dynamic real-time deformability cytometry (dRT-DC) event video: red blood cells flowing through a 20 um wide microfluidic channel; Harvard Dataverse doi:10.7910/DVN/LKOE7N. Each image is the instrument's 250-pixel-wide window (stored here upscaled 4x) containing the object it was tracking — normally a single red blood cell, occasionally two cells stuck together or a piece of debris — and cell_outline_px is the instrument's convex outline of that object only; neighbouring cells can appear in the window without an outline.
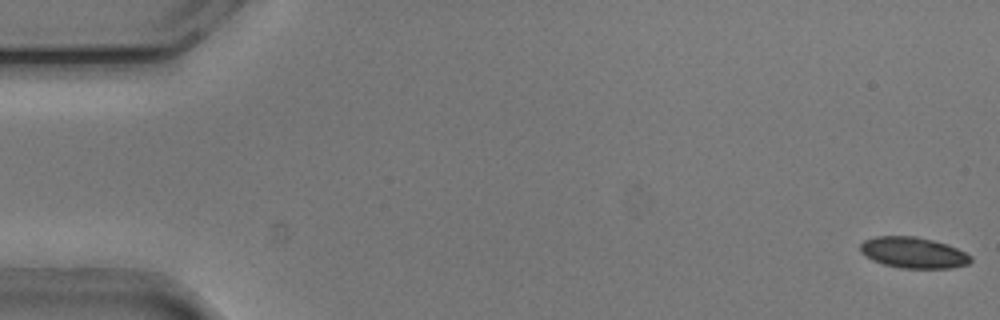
{"species": "common noctule bat (a hibernating species)", "species_latin": "Nyctalus noctula", "temperature_condition": "cold", "stored_images_in_passage": 9, "camera_frame_rate_fps": 3000, "um_per_image_px": 0.085, "animal": {"sex": "male", "body_mass_g": 20.5, "forearm_length_mm": 52.5}, "frame": {"image": 1, "passage_image": 1, "time_ms": 0.0, "image_size_px": [1000, 320], "cell_outline_px": [[972, 260], [968, 264], [952, 268], [900, 268], [884, 264], [872, 260], [860, 252], [860, 244], [864, 240], [876, 236], [916, 236], [948, 244], [972, 256]], "centroid_in_image_um": [77.63, 21.47], "position_along_channel_um": 7.4, "area_um2": 20.0}}